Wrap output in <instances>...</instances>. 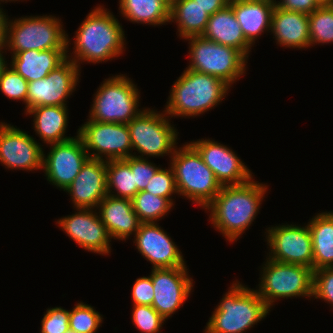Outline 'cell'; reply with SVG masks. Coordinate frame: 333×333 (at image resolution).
<instances>
[{"instance_id": "32", "label": "cell", "mask_w": 333, "mask_h": 333, "mask_svg": "<svg viewBox=\"0 0 333 333\" xmlns=\"http://www.w3.org/2000/svg\"><path fill=\"white\" fill-rule=\"evenodd\" d=\"M308 16L310 46L333 43V6H319Z\"/></svg>"}, {"instance_id": "34", "label": "cell", "mask_w": 333, "mask_h": 333, "mask_svg": "<svg viewBox=\"0 0 333 333\" xmlns=\"http://www.w3.org/2000/svg\"><path fill=\"white\" fill-rule=\"evenodd\" d=\"M132 323L140 333H159L161 331L164 319L152 306L132 305Z\"/></svg>"}, {"instance_id": "19", "label": "cell", "mask_w": 333, "mask_h": 333, "mask_svg": "<svg viewBox=\"0 0 333 333\" xmlns=\"http://www.w3.org/2000/svg\"><path fill=\"white\" fill-rule=\"evenodd\" d=\"M172 240L158 222L141 223L133 243L143 258L152 264V269L186 266L182 252Z\"/></svg>"}, {"instance_id": "20", "label": "cell", "mask_w": 333, "mask_h": 333, "mask_svg": "<svg viewBox=\"0 0 333 333\" xmlns=\"http://www.w3.org/2000/svg\"><path fill=\"white\" fill-rule=\"evenodd\" d=\"M65 192L69 193L73 208L96 209L108 195L106 161L89 158Z\"/></svg>"}, {"instance_id": "7", "label": "cell", "mask_w": 333, "mask_h": 333, "mask_svg": "<svg viewBox=\"0 0 333 333\" xmlns=\"http://www.w3.org/2000/svg\"><path fill=\"white\" fill-rule=\"evenodd\" d=\"M140 92L126 74L104 79L94 94L88 119L104 123L128 124L144 109H139Z\"/></svg>"}, {"instance_id": "4", "label": "cell", "mask_w": 333, "mask_h": 333, "mask_svg": "<svg viewBox=\"0 0 333 333\" xmlns=\"http://www.w3.org/2000/svg\"><path fill=\"white\" fill-rule=\"evenodd\" d=\"M270 311L255 289L236 280L214 308L203 333H244Z\"/></svg>"}, {"instance_id": "23", "label": "cell", "mask_w": 333, "mask_h": 333, "mask_svg": "<svg viewBox=\"0 0 333 333\" xmlns=\"http://www.w3.org/2000/svg\"><path fill=\"white\" fill-rule=\"evenodd\" d=\"M270 32L280 47L304 50L310 47L309 16L305 13L275 6Z\"/></svg>"}, {"instance_id": "42", "label": "cell", "mask_w": 333, "mask_h": 333, "mask_svg": "<svg viewBox=\"0 0 333 333\" xmlns=\"http://www.w3.org/2000/svg\"><path fill=\"white\" fill-rule=\"evenodd\" d=\"M210 16L217 11L225 8L230 0H195Z\"/></svg>"}, {"instance_id": "16", "label": "cell", "mask_w": 333, "mask_h": 333, "mask_svg": "<svg viewBox=\"0 0 333 333\" xmlns=\"http://www.w3.org/2000/svg\"><path fill=\"white\" fill-rule=\"evenodd\" d=\"M26 131L0 123V163L10 170H42L43 148Z\"/></svg>"}, {"instance_id": "9", "label": "cell", "mask_w": 333, "mask_h": 333, "mask_svg": "<svg viewBox=\"0 0 333 333\" xmlns=\"http://www.w3.org/2000/svg\"><path fill=\"white\" fill-rule=\"evenodd\" d=\"M189 44L186 68L215 76L230 87L246 73L248 58L239 50L218 44L202 36L185 38Z\"/></svg>"}, {"instance_id": "33", "label": "cell", "mask_w": 333, "mask_h": 333, "mask_svg": "<svg viewBox=\"0 0 333 333\" xmlns=\"http://www.w3.org/2000/svg\"><path fill=\"white\" fill-rule=\"evenodd\" d=\"M102 322L103 316L81 301L69 310V329L77 333H96Z\"/></svg>"}, {"instance_id": "6", "label": "cell", "mask_w": 333, "mask_h": 333, "mask_svg": "<svg viewBox=\"0 0 333 333\" xmlns=\"http://www.w3.org/2000/svg\"><path fill=\"white\" fill-rule=\"evenodd\" d=\"M169 166L174 172L178 195L186 197L192 204L205 209L219 194L221 184L190 143L176 147Z\"/></svg>"}, {"instance_id": "2", "label": "cell", "mask_w": 333, "mask_h": 333, "mask_svg": "<svg viewBox=\"0 0 333 333\" xmlns=\"http://www.w3.org/2000/svg\"><path fill=\"white\" fill-rule=\"evenodd\" d=\"M122 27L109 9L101 5L95 7L76 30L73 36L74 51L67 53V58L80 70V63L85 61L96 64L118 58L126 48L125 31Z\"/></svg>"}, {"instance_id": "17", "label": "cell", "mask_w": 333, "mask_h": 333, "mask_svg": "<svg viewBox=\"0 0 333 333\" xmlns=\"http://www.w3.org/2000/svg\"><path fill=\"white\" fill-rule=\"evenodd\" d=\"M201 155L206 166L214 172L221 186L241 185L254 178L251 170L236 152L212 139L189 142Z\"/></svg>"}, {"instance_id": "3", "label": "cell", "mask_w": 333, "mask_h": 333, "mask_svg": "<svg viewBox=\"0 0 333 333\" xmlns=\"http://www.w3.org/2000/svg\"><path fill=\"white\" fill-rule=\"evenodd\" d=\"M229 90L221 79L186 68L174 82L164 112L171 118L198 117L220 104Z\"/></svg>"}, {"instance_id": "47", "label": "cell", "mask_w": 333, "mask_h": 333, "mask_svg": "<svg viewBox=\"0 0 333 333\" xmlns=\"http://www.w3.org/2000/svg\"><path fill=\"white\" fill-rule=\"evenodd\" d=\"M66 333H77V332L72 331V330L69 329Z\"/></svg>"}, {"instance_id": "5", "label": "cell", "mask_w": 333, "mask_h": 333, "mask_svg": "<svg viewBox=\"0 0 333 333\" xmlns=\"http://www.w3.org/2000/svg\"><path fill=\"white\" fill-rule=\"evenodd\" d=\"M14 20V21H13ZM7 18L5 45L12 55L27 50L68 49L70 38L61 18L52 15Z\"/></svg>"}, {"instance_id": "1", "label": "cell", "mask_w": 333, "mask_h": 333, "mask_svg": "<svg viewBox=\"0 0 333 333\" xmlns=\"http://www.w3.org/2000/svg\"><path fill=\"white\" fill-rule=\"evenodd\" d=\"M267 190V184L253 178L241 185L222 186L205 208L213 228L229 243L236 242L256 219Z\"/></svg>"}, {"instance_id": "40", "label": "cell", "mask_w": 333, "mask_h": 333, "mask_svg": "<svg viewBox=\"0 0 333 333\" xmlns=\"http://www.w3.org/2000/svg\"><path fill=\"white\" fill-rule=\"evenodd\" d=\"M154 290L151 276H143L136 279L133 284L131 297L132 305L152 306Z\"/></svg>"}, {"instance_id": "8", "label": "cell", "mask_w": 333, "mask_h": 333, "mask_svg": "<svg viewBox=\"0 0 333 333\" xmlns=\"http://www.w3.org/2000/svg\"><path fill=\"white\" fill-rule=\"evenodd\" d=\"M260 270V281L255 290L265 304L272 309L281 298L313 295V269L298 264L273 261L266 257Z\"/></svg>"}, {"instance_id": "11", "label": "cell", "mask_w": 333, "mask_h": 333, "mask_svg": "<svg viewBox=\"0 0 333 333\" xmlns=\"http://www.w3.org/2000/svg\"><path fill=\"white\" fill-rule=\"evenodd\" d=\"M77 134L92 159L121 160L134 155L127 124L96 122L87 118Z\"/></svg>"}, {"instance_id": "39", "label": "cell", "mask_w": 333, "mask_h": 333, "mask_svg": "<svg viewBox=\"0 0 333 333\" xmlns=\"http://www.w3.org/2000/svg\"><path fill=\"white\" fill-rule=\"evenodd\" d=\"M333 306V267L315 270L313 273V295Z\"/></svg>"}, {"instance_id": "44", "label": "cell", "mask_w": 333, "mask_h": 333, "mask_svg": "<svg viewBox=\"0 0 333 333\" xmlns=\"http://www.w3.org/2000/svg\"><path fill=\"white\" fill-rule=\"evenodd\" d=\"M1 7L0 5V40H4L8 15H6V12Z\"/></svg>"}, {"instance_id": "38", "label": "cell", "mask_w": 333, "mask_h": 333, "mask_svg": "<svg viewBox=\"0 0 333 333\" xmlns=\"http://www.w3.org/2000/svg\"><path fill=\"white\" fill-rule=\"evenodd\" d=\"M69 330V310L63 307H52L46 310L40 333H66Z\"/></svg>"}, {"instance_id": "18", "label": "cell", "mask_w": 333, "mask_h": 333, "mask_svg": "<svg viewBox=\"0 0 333 333\" xmlns=\"http://www.w3.org/2000/svg\"><path fill=\"white\" fill-rule=\"evenodd\" d=\"M72 215L61 217L59 227L80 247L100 255L111 254V237L96 209H75Z\"/></svg>"}, {"instance_id": "45", "label": "cell", "mask_w": 333, "mask_h": 333, "mask_svg": "<svg viewBox=\"0 0 333 333\" xmlns=\"http://www.w3.org/2000/svg\"><path fill=\"white\" fill-rule=\"evenodd\" d=\"M319 6H333V0H315Z\"/></svg>"}, {"instance_id": "21", "label": "cell", "mask_w": 333, "mask_h": 333, "mask_svg": "<svg viewBox=\"0 0 333 333\" xmlns=\"http://www.w3.org/2000/svg\"><path fill=\"white\" fill-rule=\"evenodd\" d=\"M96 210L102 223L106 226L111 239L126 241L130 235H135L141 224L133 210L130 199L105 196Z\"/></svg>"}, {"instance_id": "36", "label": "cell", "mask_w": 333, "mask_h": 333, "mask_svg": "<svg viewBox=\"0 0 333 333\" xmlns=\"http://www.w3.org/2000/svg\"><path fill=\"white\" fill-rule=\"evenodd\" d=\"M144 191L154 196L168 198L175 205L172 196L174 194L178 195V192L172 167L170 166L167 169L160 167L149 181Z\"/></svg>"}, {"instance_id": "14", "label": "cell", "mask_w": 333, "mask_h": 333, "mask_svg": "<svg viewBox=\"0 0 333 333\" xmlns=\"http://www.w3.org/2000/svg\"><path fill=\"white\" fill-rule=\"evenodd\" d=\"M50 151L43 152L44 176L52 185L65 191L90 158L84 143L77 134L64 142L50 144Z\"/></svg>"}, {"instance_id": "28", "label": "cell", "mask_w": 333, "mask_h": 333, "mask_svg": "<svg viewBox=\"0 0 333 333\" xmlns=\"http://www.w3.org/2000/svg\"><path fill=\"white\" fill-rule=\"evenodd\" d=\"M171 0H119L120 15L130 22L162 26L170 23Z\"/></svg>"}, {"instance_id": "24", "label": "cell", "mask_w": 333, "mask_h": 333, "mask_svg": "<svg viewBox=\"0 0 333 333\" xmlns=\"http://www.w3.org/2000/svg\"><path fill=\"white\" fill-rule=\"evenodd\" d=\"M201 36L218 44L235 48L247 58L252 49V45L242 33L241 26L230 4L209 17Z\"/></svg>"}, {"instance_id": "43", "label": "cell", "mask_w": 333, "mask_h": 333, "mask_svg": "<svg viewBox=\"0 0 333 333\" xmlns=\"http://www.w3.org/2000/svg\"><path fill=\"white\" fill-rule=\"evenodd\" d=\"M6 49L5 41L0 40V75L9 67L6 57L3 55Z\"/></svg>"}, {"instance_id": "25", "label": "cell", "mask_w": 333, "mask_h": 333, "mask_svg": "<svg viewBox=\"0 0 333 333\" xmlns=\"http://www.w3.org/2000/svg\"><path fill=\"white\" fill-rule=\"evenodd\" d=\"M68 49H30L11 55L9 65L28 82L45 78L67 59Z\"/></svg>"}, {"instance_id": "27", "label": "cell", "mask_w": 333, "mask_h": 333, "mask_svg": "<svg viewBox=\"0 0 333 333\" xmlns=\"http://www.w3.org/2000/svg\"><path fill=\"white\" fill-rule=\"evenodd\" d=\"M313 247V271L333 267V211L317 213L307 223Z\"/></svg>"}, {"instance_id": "13", "label": "cell", "mask_w": 333, "mask_h": 333, "mask_svg": "<svg viewBox=\"0 0 333 333\" xmlns=\"http://www.w3.org/2000/svg\"><path fill=\"white\" fill-rule=\"evenodd\" d=\"M266 242L270 251L267 258L313 269L312 238L308 224H282L265 229Z\"/></svg>"}, {"instance_id": "31", "label": "cell", "mask_w": 333, "mask_h": 333, "mask_svg": "<svg viewBox=\"0 0 333 333\" xmlns=\"http://www.w3.org/2000/svg\"><path fill=\"white\" fill-rule=\"evenodd\" d=\"M131 201L141 223H157L174 206L168 198L154 196L146 191L138 192Z\"/></svg>"}, {"instance_id": "29", "label": "cell", "mask_w": 333, "mask_h": 333, "mask_svg": "<svg viewBox=\"0 0 333 333\" xmlns=\"http://www.w3.org/2000/svg\"><path fill=\"white\" fill-rule=\"evenodd\" d=\"M210 15L195 0H171L170 22L177 23L179 37L201 36Z\"/></svg>"}, {"instance_id": "41", "label": "cell", "mask_w": 333, "mask_h": 333, "mask_svg": "<svg viewBox=\"0 0 333 333\" xmlns=\"http://www.w3.org/2000/svg\"><path fill=\"white\" fill-rule=\"evenodd\" d=\"M275 6L283 10L301 12L307 15L319 7L315 0H275Z\"/></svg>"}, {"instance_id": "12", "label": "cell", "mask_w": 333, "mask_h": 333, "mask_svg": "<svg viewBox=\"0 0 333 333\" xmlns=\"http://www.w3.org/2000/svg\"><path fill=\"white\" fill-rule=\"evenodd\" d=\"M80 68L69 58L42 79L28 82L24 113L39 106H66L80 82Z\"/></svg>"}, {"instance_id": "26", "label": "cell", "mask_w": 333, "mask_h": 333, "mask_svg": "<svg viewBox=\"0 0 333 333\" xmlns=\"http://www.w3.org/2000/svg\"><path fill=\"white\" fill-rule=\"evenodd\" d=\"M68 106H39L29 109L25 114L32 115L33 128L46 145L72 139L66 136L68 128Z\"/></svg>"}, {"instance_id": "15", "label": "cell", "mask_w": 333, "mask_h": 333, "mask_svg": "<svg viewBox=\"0 0 333 333\" xmlns=\"http://www.w3.org/2000/svg\"><path fill=\"white\" fill-rule=\"evenodd\" d=\"M187 266L153 268L150 272L154 298L152 307L164 318L169 319L187 301L193 288V279Z\"/></svg>"}, {"instance_id": "35", "label": "cell", "mask_w": 333, "mask_h": 333, "mask_svg": "<svg viewBox=\"0 0 333 333\" xmlns=\"http://www.w3.org/2000/svg\"><path fill=\"white\" fill-rule=\"evenodd\" d=\"M0 91L8 99L22 101L26 105L28 81L9 65L0 75Z\"/></svg>"}, {"instance_id": "46", "label": "cell", "mask_w": 333, "mask_h": 333, "mask_svg": "<svg viewBox=\"0 0 333 333\" xmlns=\"http://www.w3.org/2000/svg\"><path fill=\"white\" fill-rule=\"evenodd\" d=\"M11 1L16 2L18 0H0V5L2 4L1 2H5V3L10 2L11 3Z\"/></svg>"}, {"instance_id": "30", "label": "cell", "mask_w": 333, "mask_h": 333, "mask_svg": "<svg viewBox=\"0 0 333 333\" xmlns=\"http://www.w3.org/2000/svg\"><path fill=\"white\" fill-rule=\"evenodd\" d=\"M106 177L111 196L131 200L139 192L130 165L124 159L106 161Z\"/></svg>"}, {"instance_id": "37", "label": "cell", "mask_w": 333, "mask_h": 333, "mask_svg": "<svg viewBox=\"0 0 333 333\" xmlns=\"http://www.w3.org/2000/svg\"><path fill=\"white\" fill-rule=\"evenodd\" d=\"M124 160L130 165L134 174L135 187L139 192L144 191L160 166H157L146 158H138L135 156H130Z\"/></svg>"}, {"instance_id": "10", "label": "cell", "mask_w": 333, "mask_h": 333, "mask_svg": "<svg viewBox=\"0 0 333 333\" xmlns=\"http://www.w3.org/2000/svg\"><path fill=\"white\" fill-rule=\"evenodd\" d=\"M169 116L164 112H158L150 108L144 110L128 124L130 141L135 157H163L174 154L179 132L171 124ZM146 156V157H144Z\"/></svg>"}, {"instance_id": "22", "label": "cell", "mask_w": 333, "mask_h": 333, "mask_svg": "<svg viewBox=\"0 0 333 333\" xmlns=\"http://www.w3.org/2000/svg\"><path fill=\"white\" fill-rule=\"evenodd\" d=\"M229 4L252 46L265 31L270 33L275 0H230Z\"/></svg>"}]
</instances>
